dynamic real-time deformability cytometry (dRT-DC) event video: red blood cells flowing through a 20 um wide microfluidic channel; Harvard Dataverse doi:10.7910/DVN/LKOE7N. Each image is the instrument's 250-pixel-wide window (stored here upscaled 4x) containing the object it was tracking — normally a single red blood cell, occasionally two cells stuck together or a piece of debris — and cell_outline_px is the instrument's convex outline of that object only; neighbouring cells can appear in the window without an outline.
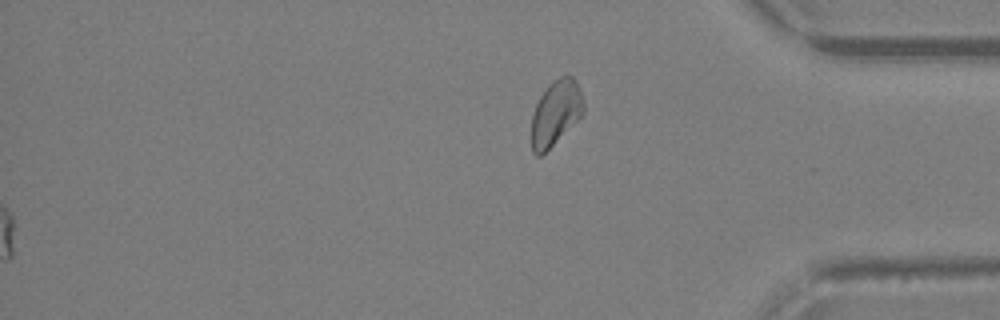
{"species": "Egyptian fruit bat (a non-hibernating species)", "species_latin": "Rousettus aegyptiacus", "temperature_condition": "warm", "stored_images_in_passage": 44, "segment_of_instrument_passage": [2, 2], "camera_frame_rate_fps": 3000, "um_per_image_px": 0.085, "animal": {"sex": "female"}, "frame": {"image": 1, "passage_image": 44, "time_ms": 14.333, "image_size_px": [1000, 320], "cell_outline_px": [[584, 112], [540, 156], [536, 156], [532, 152], [532, 116], [536, 104], [540, 96], [548, 84], [552, 80], [560, 76], [572, 76], [576, 80], [584, 100]], "centroid_in_image_um": [47.23, 9.54], "position_along_channel_um": 388.0, "area_um2": 19.36}}